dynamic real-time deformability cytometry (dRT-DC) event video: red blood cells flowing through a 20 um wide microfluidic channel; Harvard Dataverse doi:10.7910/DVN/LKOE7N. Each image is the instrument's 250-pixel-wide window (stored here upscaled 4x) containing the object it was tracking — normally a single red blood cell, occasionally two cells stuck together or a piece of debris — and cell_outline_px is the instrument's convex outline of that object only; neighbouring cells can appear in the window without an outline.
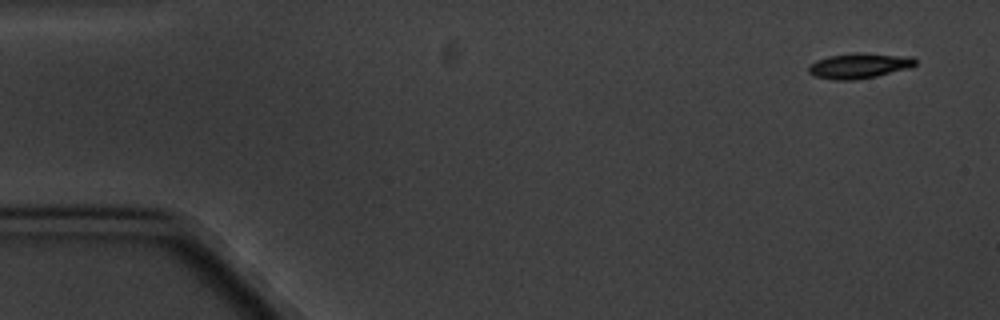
{"species": "common noctule bat (a hibernating species)", "species_latin": "Nyctalus noctula", "temperature_condition": "cold", "stored_images_in_passage": 5, "camera_frame_rate_fps": 3000, "um_per_image_px": 0.085, "animal": {"sex": "male", "body_mass_g": 20.1, "forearm_length_mm": 53.5}, "frame": {"image": 1, "passage_image": 1, "time_ms": 0.0, "image_size_px": [1000, 320], "cell_outline_px": [[916, 64], [912, 68], [876, 76], [856, 80], [836, 80], [816, 76], [808, 72], [808, 64], [816, 60], [828, 56], [856, 52], [860, 52], [912, 56], [916, 60]], "centroid_in_image_um": [73.05, 5.57], "position_along_channel_um": 11.9, "area_um2": 16.01}}
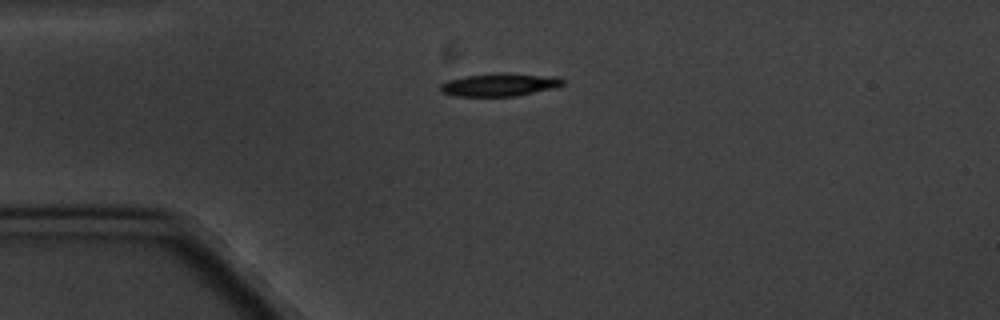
{"frame": {"image": 2, "passage_image": 4, "time_ms": 3.667, "image_size_px": [1000, 320], "cell_outline_px": [[564, 84], [516, 96], [456, 96], [440, 92], [440, 84], [448, 80], [464, 76], [492, 72], [508, 72], [552, 76], [564, 80]], "centroid_in_image_um": [42.38, 7.18], "position_along_channel_um": 42.6, "area_um2": 16.36}}